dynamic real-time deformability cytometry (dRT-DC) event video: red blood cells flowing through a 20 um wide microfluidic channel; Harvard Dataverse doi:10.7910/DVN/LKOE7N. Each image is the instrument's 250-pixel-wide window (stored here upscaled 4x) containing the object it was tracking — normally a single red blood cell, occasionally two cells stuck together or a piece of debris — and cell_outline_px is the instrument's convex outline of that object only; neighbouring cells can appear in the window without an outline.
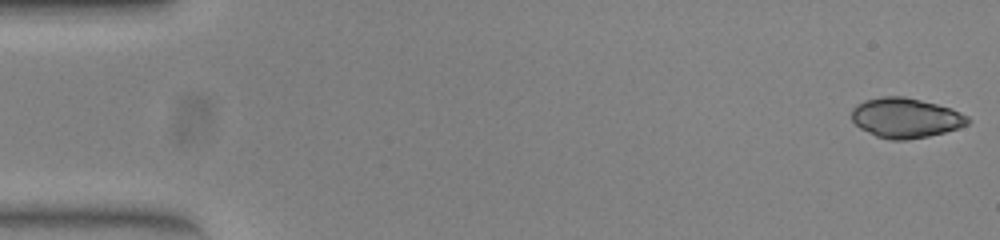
{"species": "common noctule bat (a hibernating species)", "species_latin": "Nyctalus noctula", "temperature_condition": "warm", "stored_images_in_passage": 52, "camera_frame_rate_fps": 3000, "um_per_image_px": 0.085, "animal": {"sex": "female", "body_mass_g": 23.0, "forearm_length_mm": 53.4}, "frame": {"image": 1, "passage_image": 1, "time_ms": 0.0, "image_size_px": [1000, 240], "cell_outline_px": [[972, 120], [968, 124], [944, 132], [928, 136], [904, 140], [892, 140], [876, 136], [860, 128], [852, 120], [852, 108], [856, 104], [864, 100], [884, 96], [904, 96], [952, 108], [968, 116]], "centroid_in_image_um": [76.97, 10.01], "position_along_channel_um": 8.0, "area_um2": 26.93}}
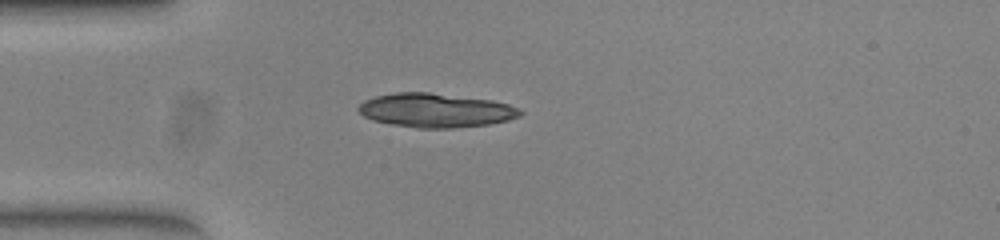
{"frame": {"image": 2, "passage_image": 14, "time_ms": 4.333, "image_size_px": [1000, 240], "cell_outline_px": [[524, 112], [520, 116], [508, 120], [488, 124], [452, 128], [420, 128], [392, 124], [372, 120], [364, 116], [356, 108], [364, 100], [376, 96], [396, 92], [428, 92], [492, 100], [508, 104], [520, 108]], "centroid_in_image_um": [37.04, 9.37], "position_along_channel_um": 48.0, "area_um2": 32.02}}